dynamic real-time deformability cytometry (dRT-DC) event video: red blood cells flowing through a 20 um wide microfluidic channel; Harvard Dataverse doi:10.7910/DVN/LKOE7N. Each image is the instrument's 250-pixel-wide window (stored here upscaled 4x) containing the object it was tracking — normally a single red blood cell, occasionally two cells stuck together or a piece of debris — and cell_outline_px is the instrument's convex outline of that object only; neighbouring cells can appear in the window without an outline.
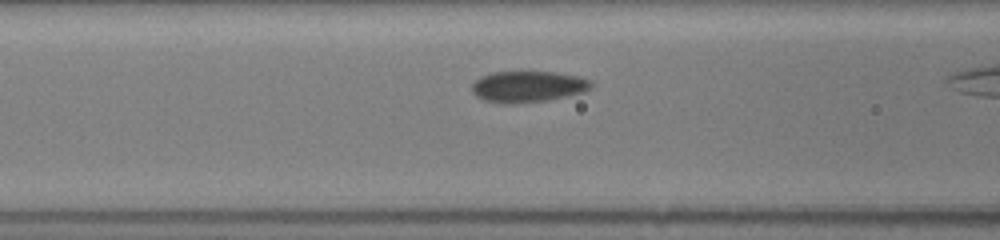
{"species": "common noctule bat (a hibernating species)", "species_latin": "Nyctalus noctula", "temperature_condition": "room temperature", "stored_images_in_passage": 7, "camera_frame_rate_fps": 3000, "um_per_image_px": 0.085, "animal": {"sex": "female", "body_mass_g": 19.5, "forearm_length_mm": 54.1}, "frame": {"image": 1, "passage_image": 5, "time_ms": 1.667, "image_size_px": [1000, 240], "cell_outline_px": [[592, 88], [584, 92], [568, 96], [548, 100], [516, 104], [500, 104], [484, 100], [476, 96], [472, 92], [472, 84], [480, 76], [492, 72], [556, 72], [576, 76], [588, 80], [592, 84]], "centroid_in_image_um": [44.84, 7.38], "position_along_channel_um": 121.8, "area_um2": 21.85}}